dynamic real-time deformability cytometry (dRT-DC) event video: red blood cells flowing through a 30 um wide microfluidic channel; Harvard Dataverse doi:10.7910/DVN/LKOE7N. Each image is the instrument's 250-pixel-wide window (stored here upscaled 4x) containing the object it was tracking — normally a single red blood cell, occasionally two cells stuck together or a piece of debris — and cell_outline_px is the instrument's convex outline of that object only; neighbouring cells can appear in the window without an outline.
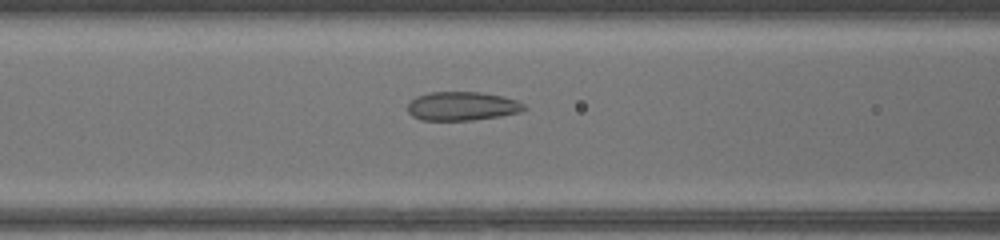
{"species": "common noctule bat (a hibernating species)", "species_latin": "Nyctalus noctula", "temperature_condition": "warm", "stored_images_in_passage": 23, "camera_frame_rate_fps": 3000, "um_per_image_px": 0.085, "animal": {"sex": "female", "body_mass_g": 17.0, "forearm_length_mm": 48.0}, "frame": {"image": 1, "passage_image": 13, "time_ms": 4.0, "image_size_px": [1000, 240], "cell_outline_px": [[528, 108], [520, 112], [500, 116], [472, 120], [420, 120], [412, 116], [408, 112], [408, 104], [416, 96], [428, 92], [480, 92], [500, 96], [516, 100], [524, 104]], "centroid_in_image_um": [39.27, 9.02], "position_along_channel_um": 127.3, "area_um2": 19.54}}
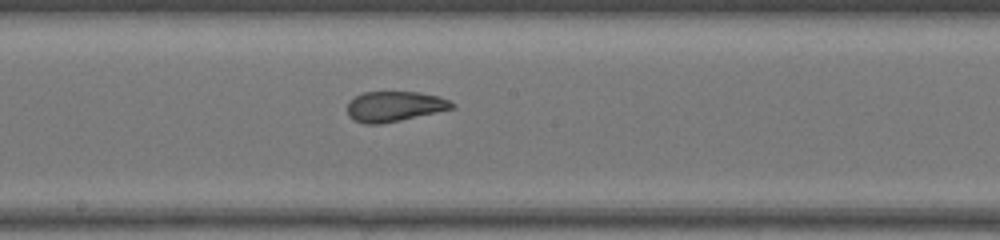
{"frame": {"image": 2, "passage_image": 19, "time_ms": 6.0, "image_size_px": [1000, 240], "cell_outline_px": [[456, 108], [400, 120], [380, 124], [364, 124], [352, 120], [348, 116], [348, 104], [356, 96], [364, 92], [420, 92], [440, 96], [456, 104]], "centroid_in_image_um": [33.56, 9.05], "position_along_channel_um": 214.6, "area_um2": 18.5}}
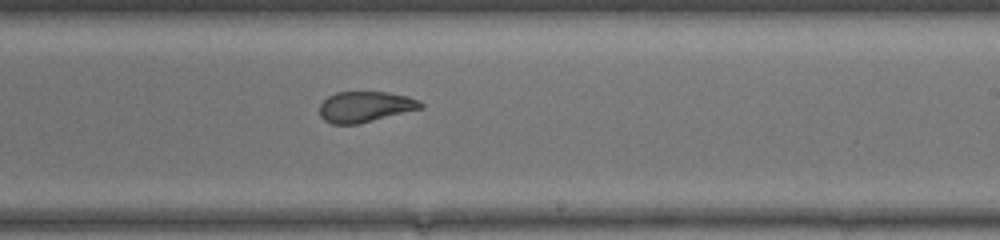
{"frame": {"image": 3, "passage_image": 22, "time_ms": 7.0, "image_size_px": [1000, 240], "cell_outline_px": [[424, 108], [356, 124], [332, 124], [324, 120], [320, 116], [320, 104], [328, 96], [336, 92], [388, 92], [408, 96], [420, 100], [424, 104]], "centroid_in_image_um": [31.06, 9.06], "position_along_channel_um": 257.9, "area_um2": 18.15}}